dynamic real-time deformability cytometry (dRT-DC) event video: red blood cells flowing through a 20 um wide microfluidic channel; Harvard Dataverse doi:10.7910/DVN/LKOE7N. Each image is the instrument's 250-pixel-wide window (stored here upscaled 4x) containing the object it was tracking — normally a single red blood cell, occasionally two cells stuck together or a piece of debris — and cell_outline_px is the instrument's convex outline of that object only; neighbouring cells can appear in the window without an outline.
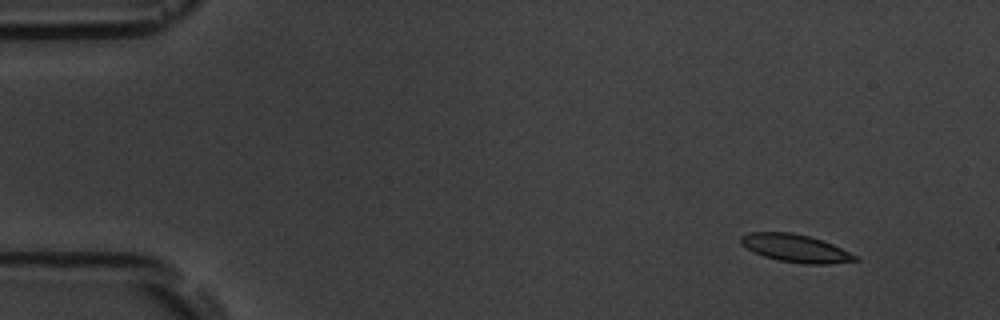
{"species": "common noctule bat (a hibernating species)", "species_latin": "Nyctalus noctula", "temperature_condition": "room temperature", "stored_images_in_passage": 4, "camera_frame_rate_fps": 3000, "um_per_image_px": 0.085, "animal": {"sex": "male", "body_mass_g": 19.5, "forearm_length_mm": 54.6}, "frame": {"image": 1, "passage_image": 1, "time_ms": 0.0, "image_size_px": [1000, 320], "cell_outline_px": [[860, 260], [828, 264], [804, 264], [780, 260], [764, 256], [740, 244], [740, 236], [748, 232], [792, 232], [808, 236], [832, 244], [860, 256]], "centroid_in_image_um": [67.65, 21.1], "position_along_channel_um": 17.3, "area_um2": 18.44}}
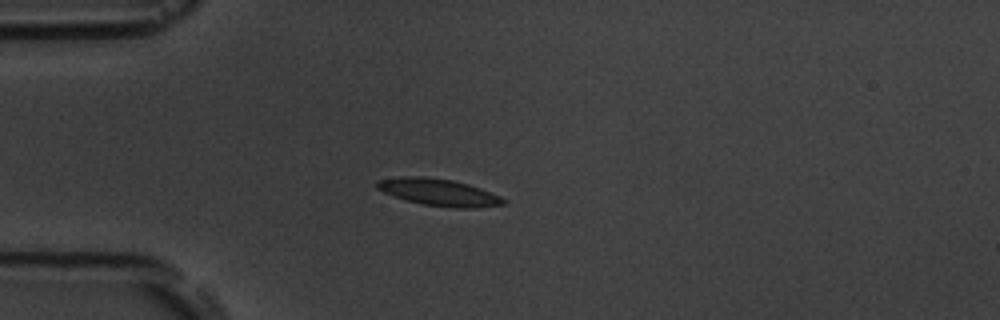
{"frame": {"image": 2, "passage_image": 4, "time_ms": 3.333, "image_size_px": [1000, 320], "cell_outline_px": [[508, 200], [504, 204], [476, 208], [452, 208], [420, 204], [384, 192], [376, 188], [376, 180], [400, 176], [424, 176], [452, 180], [468, 184], [480, 188], [500, 196]], "centroid_in_image_um": [37.3, 16.34], "position_along_channel_um": 47.7, "area_um2": 19.94}}